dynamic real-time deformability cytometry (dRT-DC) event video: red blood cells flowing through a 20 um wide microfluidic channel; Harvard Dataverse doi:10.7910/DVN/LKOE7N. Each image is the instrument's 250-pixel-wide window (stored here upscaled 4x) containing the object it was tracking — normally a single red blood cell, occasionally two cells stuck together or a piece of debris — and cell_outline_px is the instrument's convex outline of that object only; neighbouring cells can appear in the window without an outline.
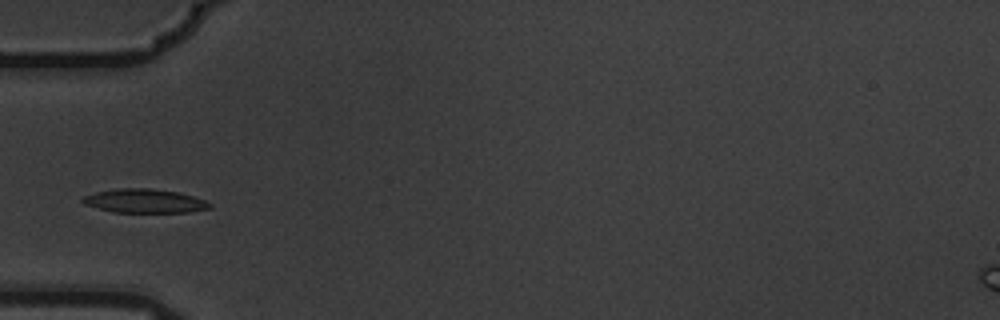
{"species": "common noctule bat (a hibernating species)", "species_latin": "Nyctalus noctula", "temperature_condition": "warm", "stored_images_in_passage": 4, "camera_frame_rate_fps": 3000, "um_per_image_px": 0.085, "animal": {"sex": "male", "body_mass_g": 19.5, "forearm_length_mm": 54.6}, "frame": {"image": 1, "passage_image": 4, "time_ms": 1.0, "image_size_px": [1000, 320], "cell_outline_px": [[212, 208], [188, 212], [112, 212], [84, 204], [80, 200], [84, 196], [96, 192], [116, 188], [148, 188], [176, 192], [192, 196], [204, 200], [212, 204]], "centroid_in_image_um": [12.27, 17.08], "position_along_channel_um": 72.7, "area_um2": 17.57}}